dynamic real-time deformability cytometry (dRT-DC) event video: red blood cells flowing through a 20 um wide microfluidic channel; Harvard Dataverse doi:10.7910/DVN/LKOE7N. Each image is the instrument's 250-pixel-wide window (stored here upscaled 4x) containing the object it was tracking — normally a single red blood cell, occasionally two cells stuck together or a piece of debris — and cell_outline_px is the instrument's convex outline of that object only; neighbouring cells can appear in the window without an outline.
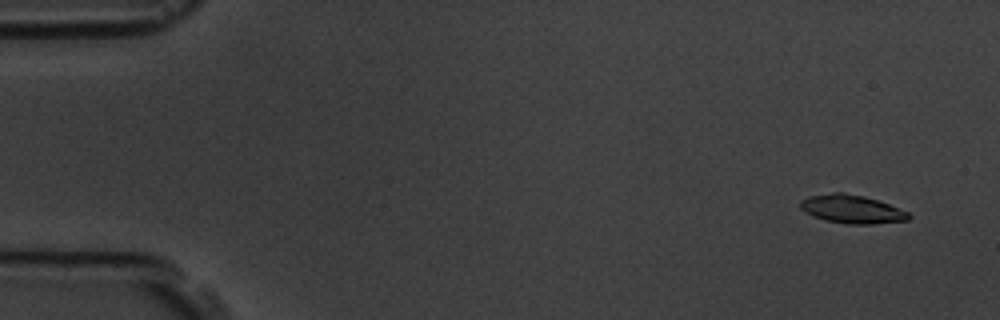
{"species": "common noctule bat (a hibernating species)", "species_latin": "Nyctalus noctula", "temperature_condition": "room temperature", "stored_images_in_passage": 11, "camera_frame_rate_fps": 3000, "um_per_image_px": 0.085, "animal": {"sex": "male", "body_mass_g": 19.5, "forearm_length_mm": 54.6}, "frame": {"image": 1, "passage_image": 1, "time_ms": 0.0, "image_size_px": [1000, 320], "cell_outline_px": [[912, 216], [908, 220], [872, 224], [848, 224], [824, 220], [812, 216], [804, 212], [800, 208], [800, 200], [808, 196], [832, 192], [844, 192], [864, 196], [888, 204], [908, 212]], "centroid_in_image_um": [72.36, 17.77], "position_along_channel_um": 12.6, "area_um2": 18.03}}
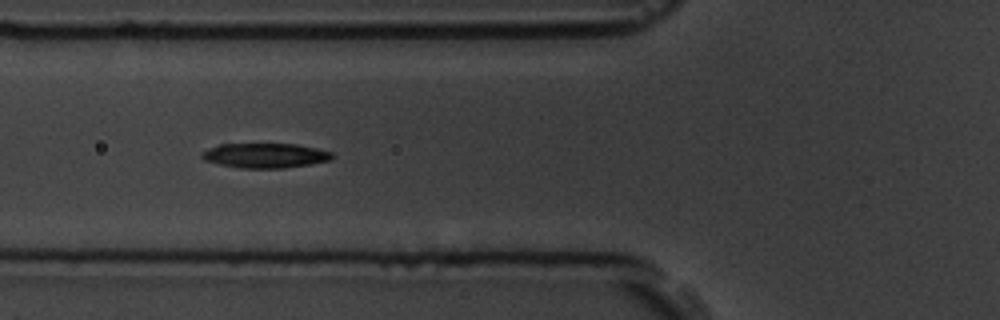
{"frame": {"image": 2, "passage_image": 6, "time_ms": 5.667, "image_size_px": [1000, 320], "cell_outline_px": [[332, 156], [328, 160], [312, 164], [284, 168], [240, 168], [220, 164], [204, 160], [200, 156], [200, 152], [208, 148], [220, 144], [296, 144], [316, 148], [332, 152]], "centroid_in_image_um": [22.49, 13.22], "position_along_channel_um": 103.3, "area_um2": 18.73}}
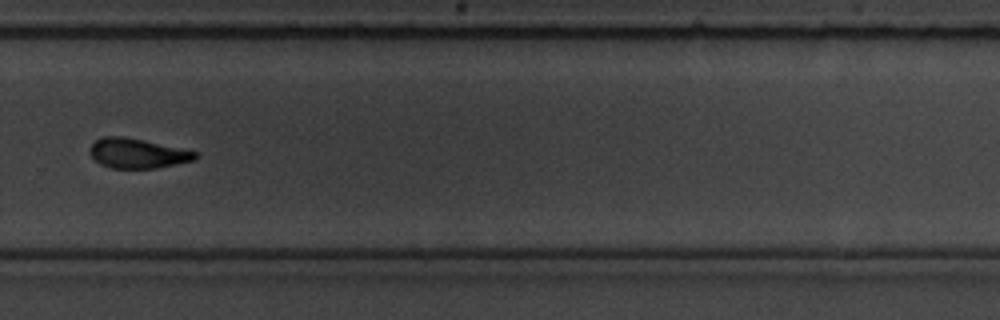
{"frame": {"image": 3, "passage_image": 11, "time_ms": 11.333, "image_size_px": [1000, 320], "cell_outline_px": [[196, 160], [156, 168], [112, 168], [100, 164], [88, 152], [92, 144], [100, 136], [124, 136], [144, 140], [196, 152]], "centroid_in_image_um": [11.64, 13.03], "position_along_channel_um": 318.2, "area_um2": 18.15}}